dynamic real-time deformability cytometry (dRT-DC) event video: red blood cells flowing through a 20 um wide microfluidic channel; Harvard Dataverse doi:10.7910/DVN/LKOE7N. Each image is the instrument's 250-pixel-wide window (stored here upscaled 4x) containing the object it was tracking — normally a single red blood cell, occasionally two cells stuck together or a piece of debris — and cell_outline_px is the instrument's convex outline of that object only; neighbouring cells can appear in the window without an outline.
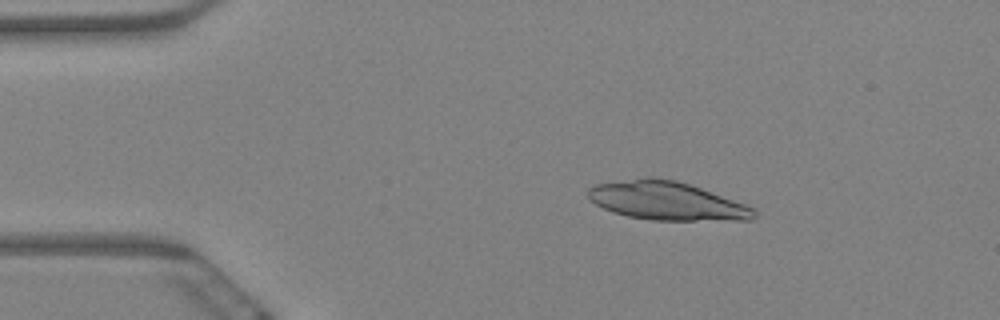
{"species": "Egyptian fruit bat (a non-hibernating species)", "species_latin": "Rousettus aegyptiacus", "temperature_condition": "warm", "stored_images_in_passage": 3, "camera_frame_rate_fps": 3000, "um_per_image_px": 0.085, "animal": {"sex": "female"}, "frame": {"image": 1, "passage_image": 1, "time_ms": 0.0, "image_size_px": [1000, 320], "cell_outline_px": [[756, 216], [752, 220], [652, 220], [628, 216], [612, 212], [596, 204], [588, 196], [588, 188], [596, 184], [644, 176], [656, 176], [676, 180], [700, 188], [756, 208]], "centroid_in_image_um": [56.67, 17.06], "position_along_channel_um": 28.3, "area_um2": 37.22}}